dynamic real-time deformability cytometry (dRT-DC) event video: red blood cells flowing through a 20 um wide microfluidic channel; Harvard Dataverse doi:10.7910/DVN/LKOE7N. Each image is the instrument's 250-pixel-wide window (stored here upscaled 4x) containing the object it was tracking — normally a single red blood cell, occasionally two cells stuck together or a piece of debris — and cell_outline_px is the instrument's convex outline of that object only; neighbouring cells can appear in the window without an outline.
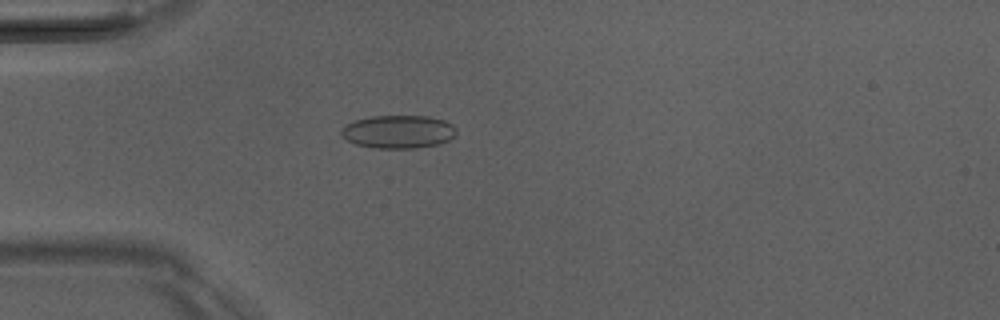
{"species": "Egyptian fruit bat (a non-hibernating species)", "species_latin": "Rousettus aegyptiacus", "temperature_condition": "room temperature", "stored_images_in_passage": 38, "camera_frame_rate_fps": 3000, "um_per_image_px": 0.085, "animal": {"sex": "male"}, "frame": {"image": 1, "passage_image": 7, "time_ms": 2.0, "image_size_px": [1000, 320], "cell_outline_px": [[456, 132], [448, 140], [440, 144], [416, 148], [376, 148], [356, 144], [340, 136], [340, 132], [348, 124], [356, 120], [372, 116], [428, 116], [444, 120], [452, 124], [456, 128]], "centroid_in_image_um": [33.87, 11.2], "position_along_channel_um": 51.1, "area_um2": 22.08}}
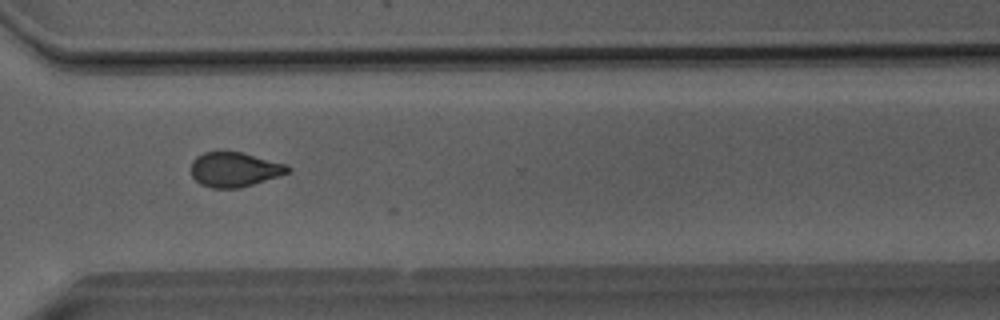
{"frame": {"image": 2, "passage_image": 30, "time_ms": 9.667, "image_size_px": [1000, 320], "cell_outline_px": [[292, 168], [288, 172], [240, 188], [212, 188], [200, 184], [192, 176], [192, 160], [196, 156], [204, 152], [220, 148], [244, 152], [288, 164]], "centroid_in_image_um": [19.9, 14.35], "position_along_channel_um": 350.7, "area_um2": 20.06}}
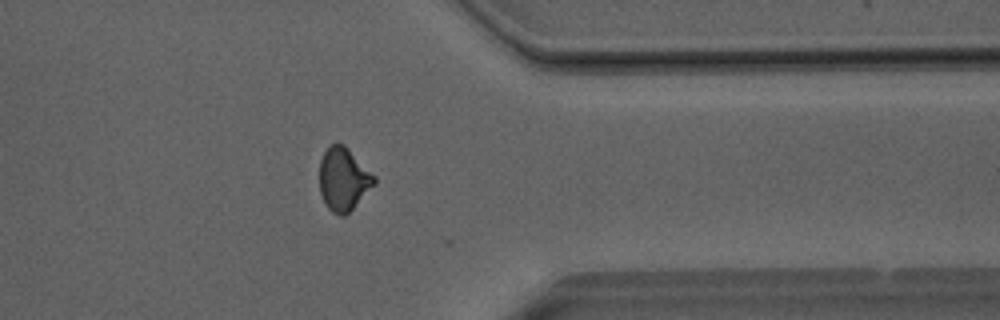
{"frame": {"image": 3, "passage_image": 33, "time_ms": 10.667, "image_size_px": [1000, 320], "cell_outline_px": [[376, 184], [344, 216], [340, 216], [332, 212], [328, 208], [320, 192], [320, 160], [328, 144], [344, 144], [376, 176]], "centroid_in_image_um": [29.2, 15.21], "position_along_channel_um": 382.2, "area_um2": 20.06}, "authors_computed_cell_mechanics": {"area_um2": 20.3456, "velocity_mm_per_s": 4.0688, "shape_relaxation_time_tau1_ms": null, "shape_relaxation_time_tau2_ms": 1.6718, "deformation_change_tau1": null, "deformation_change_tau2": 0.0717}}